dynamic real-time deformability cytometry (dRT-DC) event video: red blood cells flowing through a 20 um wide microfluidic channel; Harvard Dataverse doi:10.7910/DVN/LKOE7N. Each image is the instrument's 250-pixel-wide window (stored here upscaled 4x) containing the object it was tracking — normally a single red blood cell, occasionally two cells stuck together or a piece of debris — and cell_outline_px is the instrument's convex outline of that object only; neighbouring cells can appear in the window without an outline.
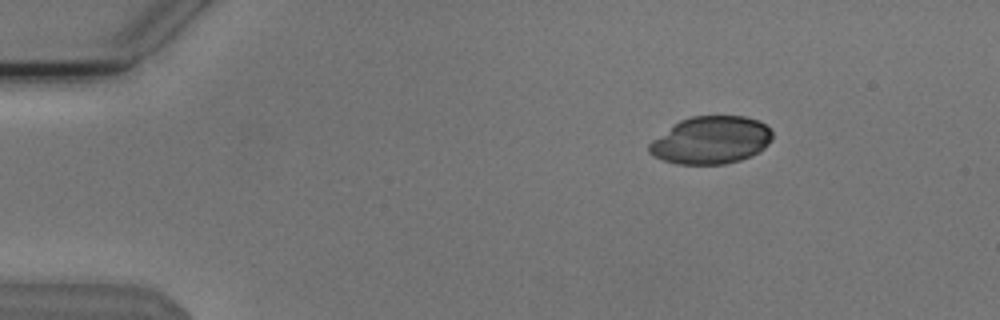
{"species": "Egyptian fruit bat (a non-hibernating species)", "species_latin": "Rousettus aegyptiacus", "temperature_condition": "cold", "stored_images_in_passage": 5, "camera_frame_rate_fps": 3000, "um_per_image_px": 0.085, "animal": {"sex": "male"}, "frame": {"image": 1, "passage_image": 3, "time_ms": 0.667, "image_size_px": [1000, 320], "cell_outline_px": [[772, 140], [764, 148], [752, 156], [740, 160], [724, 164], [676, 164], [652, 156], [648, 152], [648, 144], [652, 140], [672, 124], [680, 120], [692, 116], [744, 116], [756, 120], [764, 124], [772, 132]], "centroid_in_image_um": [60.4, 11.92], "position_along_channel_um": 24.6, "area_um2": 34.28}}